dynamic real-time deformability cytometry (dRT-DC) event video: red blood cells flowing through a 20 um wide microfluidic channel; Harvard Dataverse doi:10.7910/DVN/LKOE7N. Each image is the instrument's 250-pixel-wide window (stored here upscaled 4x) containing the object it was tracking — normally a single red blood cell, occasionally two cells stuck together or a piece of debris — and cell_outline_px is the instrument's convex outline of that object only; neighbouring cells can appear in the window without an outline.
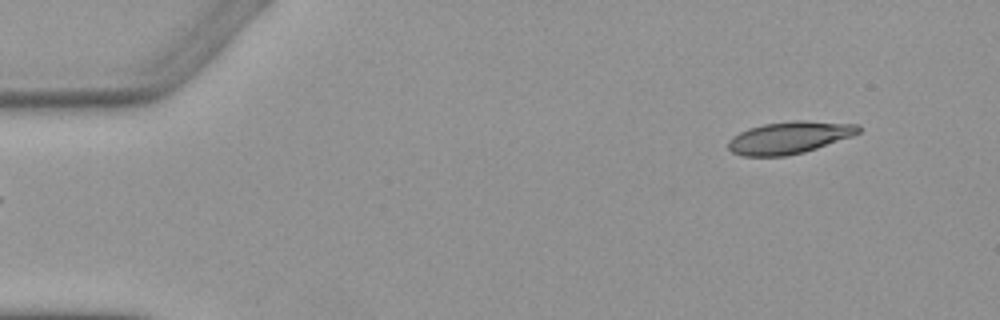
{"species": "Egyptian fruit bat (a non-hibernating species)", "species_latin": "Rousettus aegyptiacus", "temperature_condition": "warm", "stored_images_in_passage": 5, "camera_frame_rate_fps": 3000, "um_per_image_px": 0.085, "animal": {"sex": "female"}, "frame": {"image": 1, "passage_image": 5, "time_ms": 6.0, "image_size_px": [1000, 320], "cell_outline_px": [[860, 132], [852, 136], [804, 152], [784, 156], [744, 156], [732, 152], [728, 148], [728, 140], [732, 136], [748, 128], [764, 124], [792, 120], [804, 120], [860, 124]], "centroid_in_image_um": [67.09, 11.68], "position_along_channel_um": 17.9, "area_um2": 24.45}}